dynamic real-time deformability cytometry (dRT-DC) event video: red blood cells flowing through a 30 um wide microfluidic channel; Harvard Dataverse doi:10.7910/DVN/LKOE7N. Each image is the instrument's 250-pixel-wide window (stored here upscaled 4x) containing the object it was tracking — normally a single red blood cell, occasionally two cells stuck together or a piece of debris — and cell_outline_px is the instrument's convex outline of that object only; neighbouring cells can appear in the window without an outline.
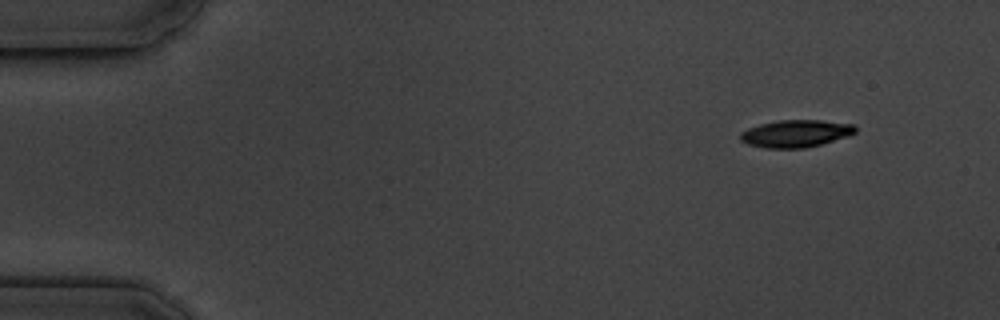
{"species": "common noctule bat (a hibernating species)", "species_latin": "Nyctalus noctula", "temperature_condition": "cold", "stored_images_in_passage": 5, "camera_frame_rate_fps": 3000, "um_per_image_px": 0.085, "animal": {"sex": "male", "body_mass_g": 19.5, "forearm_length_mm": 54.6}, "frame": {"image": 1, "passage_image": 1, "time_ms": 0.0, "image_size_px": [1000, 320], "cell_outline_px": [[856, 132], [848, 136], [820, 144], [804, 148], [764, 148], [748, 144], [740, 140], [740, 132], [748, 128], [760, 124], [776, 120], [820, 120], [852, 124], [856, 128]], "centroid_in_image_um": [67.61, 11.35], "position_along_channel_um": 17.4, "area_um2": 18.26}}
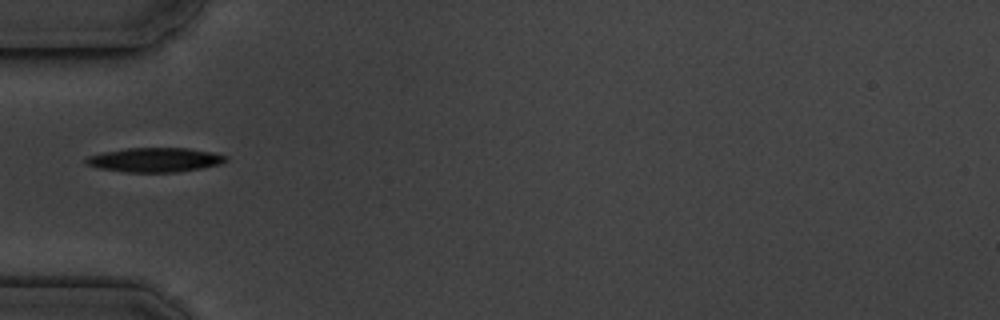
{"frame": {"image": 2, "passage_image": 4, "time_ms": 4.333, "image_size_px": [1000, 320], "cell_outline_px": [[228, 160], [220, 164], [200, 168], [176, 172], [128, 172], [100, 168], [84, 164], [84, 160], [88, 156], [100, 152], [128, 148], [188, 148], [212, 152], [228, 156]], "centroid_in_image_um": [13.15, 13.58], "position_along_channel_um": 71.9, "area_um2": 19.83}}